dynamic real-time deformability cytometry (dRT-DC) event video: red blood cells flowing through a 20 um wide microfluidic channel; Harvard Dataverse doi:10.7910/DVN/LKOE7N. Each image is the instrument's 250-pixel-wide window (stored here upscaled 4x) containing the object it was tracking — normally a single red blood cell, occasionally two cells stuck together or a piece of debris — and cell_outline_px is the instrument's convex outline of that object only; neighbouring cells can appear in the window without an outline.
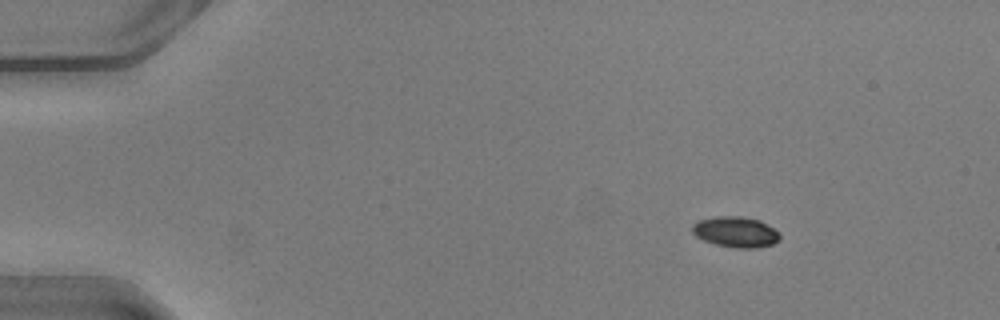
{"species": "common noctule bat (a hibernating species)", "species_latin": "Nyctalus noctula", "temperature_condition": "warm", "stored_images_in_passage": 45, "camera_frame_rate_fps": 3000, "um_per_image_px": 0.085, "animal": {"sex": "male", "body_mass_g": 20.5, "forearm_length_mm": 52.5}, "frame": {"image": 1, "passage_image": 1, "time_ms": 0.0, "image_size_px": [1000, 320], "cell_outline_px": [[780, 240], [772, 244], [756, 248], [736, 248], [716, 244], [704, 240], [696, 236], [692, 232], [692, 224], [700, 220], [716, 216], [740, 216], [760, 220], [780, 232]], "centroid_in_image_um": [62.55, 19.71], "position_along_channel_um": 22.4, "area_um2": 15.66}}
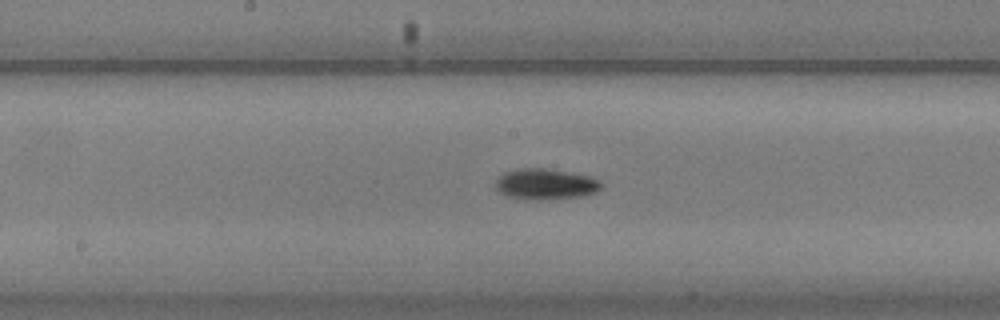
{"frame": {"image": 2, "passage_image": 21, "time_ms": 6.667, "image_size_px": [1000, 320], "cell_outline_px": [[604, 184], [596, 192], [580, 196], [540, 200], [536, 200], [508, 196], [500, 192], [496, 188], [496, 180], [504, 172], [520, 168], [548, 168], [576, 172], [592, 176], [600, 180]], "centroid_in_image_um": [46.43, 15.62], "position_along_channel_um": 201.8, "area_um2": 19.19}}
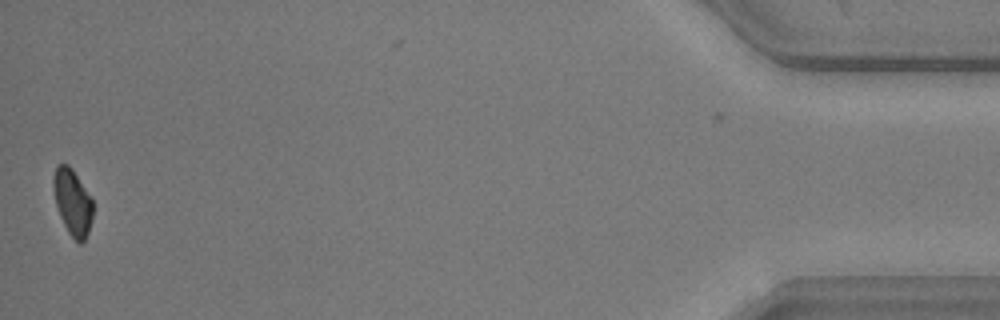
{"frame": {"image": 3, "passage_image": 44, "time_ms": 14.333, "image_size_px": [1000, 320], "cell_outline_px": [[92, 216], [88, 232], [84, 240], [80, 244], [68, 232], [60, 216], [56, 204], [52, 184], [52, 180], [56, 164], [68, 164], [72, 168], [92, 196]], "centroid_in_image_um": [6.16, 17.13], "position_along_channel_um": 429.0, "area_um2": 15.26}, "authors_computed_cell_mechanics": {"area_um2": 16.9354, "velocity_mm_per_s": 4.0916, "shape_relaxation_time_tau1_ms": 2.0202, "shape_relaxation_time_tau2_ms": null, "deformation_change_tau1": 0.1105, "deformation_change_tau2": null}}